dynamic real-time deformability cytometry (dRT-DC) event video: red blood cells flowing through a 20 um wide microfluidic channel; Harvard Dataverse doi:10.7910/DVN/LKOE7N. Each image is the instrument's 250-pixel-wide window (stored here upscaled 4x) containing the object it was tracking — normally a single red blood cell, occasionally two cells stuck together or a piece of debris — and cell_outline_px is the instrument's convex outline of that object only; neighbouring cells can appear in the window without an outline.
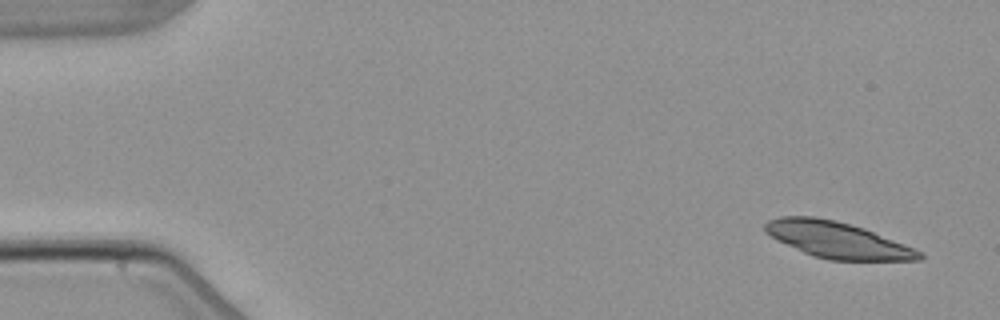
{"species": "common noctule bat (a hibernating species)", "species_latin": "Nyctalus noctula", "temperature_condition": "warm", "stored_images_in_passage": 4, "camera_frame_rate_fps": 3000, "um_per_image_px": 0.085, "animal": {"sex": "male", "body_mass_g": 21.5, "forearm_length_mm": 52.0}, "frame": {"image": 1, "passage_image": 1, "time_ms": 0.0, "image_size_px": [1000, 320], "cell_outline_px": [[924, 256], [920, 260], [828, 260], [812, 256], [776, 240], [764, 232], [764, 224], [768, 220], [780, 216], [812, 216], [836, 220], [864, 228], [924, 252]], "centroid_in_image_um": [71.14, 20.39], "position_along_channel_um": 13.9, "area_um2": 32.66}}